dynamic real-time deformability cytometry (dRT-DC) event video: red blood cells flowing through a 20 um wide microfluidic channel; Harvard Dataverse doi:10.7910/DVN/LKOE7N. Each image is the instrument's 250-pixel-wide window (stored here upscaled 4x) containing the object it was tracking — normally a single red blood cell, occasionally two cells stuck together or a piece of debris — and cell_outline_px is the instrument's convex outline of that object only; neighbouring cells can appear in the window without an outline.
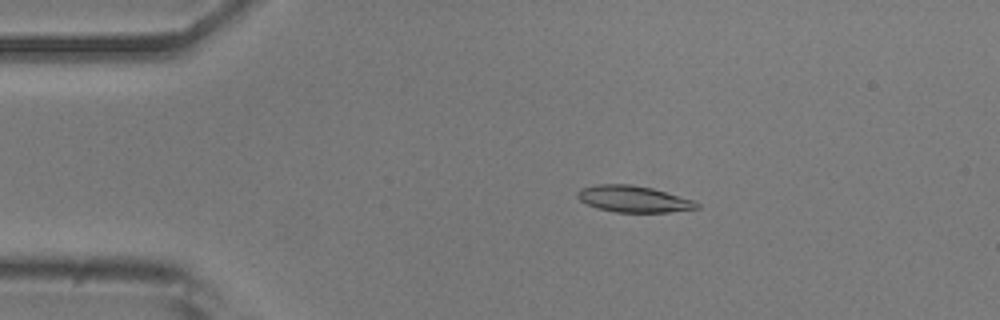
{"species": "common noctule bat (a hibernating species)", "species_latin": "Nyctalus noctula", "temperature_condition": "room temperature", "stored_images_in_passage": 53, "camera_frame_rate_fps": 3000, "um_per_image_px": 0.085, "animal": {"sex": "male", "body_mass_g": 20.5, "forearm_length_mm": 52.5}, "frame": {"image": 1, "passage_image": 10, "time_ms": 3.0, "image_size_px": [1000, 320], "cell_outline_px": [[700, 208], [668, 212], [616, 212], [596, 208], [580, 200], [576, 196], [580, 188], [596, 184], [628, 184], [652, 188], [692, 200], [700, 204]], "centroid_in_image_um": [53.82, 16.91], "position_along_channel_um": 31.2, "area_um2": 18.26}}
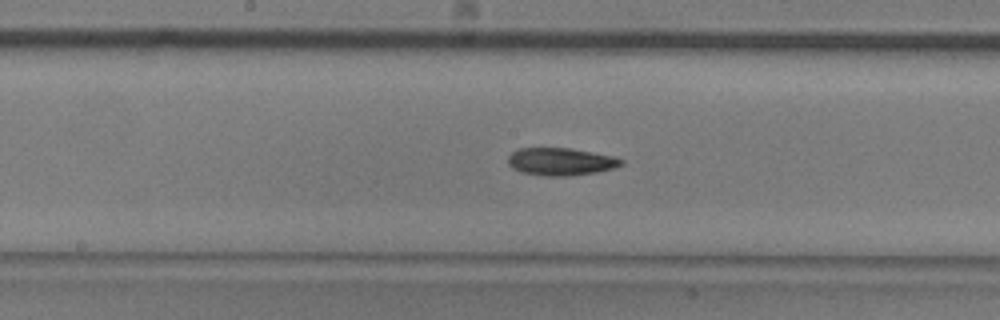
{"frame": {"image": 2, "passage_image": 27, "time_ms": 8.667, "image_size_px": [1000, 320], "cell_outline_px": [[624, 164], [616, 168], [596, 172], [568, 176], [544, 176], [524, 172], [512, 168], [508, 164], [508, 156], [512, 152], [520, 148], [572, 148], [612, 156], [624, 160]], "centroid_in_image_um": [47.68, 13.74], "position_along_channel_um": 200.5, "area_um2": 18.21}}
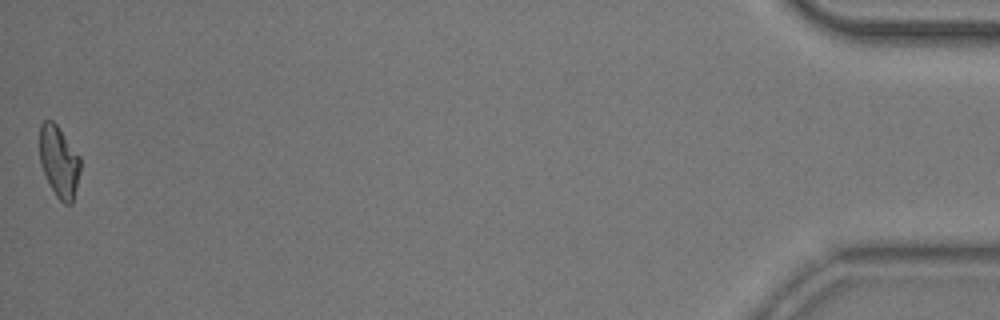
{"frame": {"image": 3, "passage_image": 53, "time_ms": 17.333, "image_size_px": [1000, 320], "cell_outline_px": [[80, 172], [72, 204], [64, 204], [56, 196], [44, 172], [40, 160], [40, 124], [44, 120], [52, 120], [56, 124], [80, 156]], "centroid_in_image_um": [5.03, 13.73], "position_along_channel_um": 430.2, "area_um2": 16.7}, "authors_computed_cell_mechanics": {"area_um2": 17.8024, "velocity_mm_per_s": 3.7853, "shape_relaxation_time_tau1_ms": 5.9152, "shape_relaxation_time_tau2_ms": 4.7411, "deformation_change_tau1": 0.1595, "deformation_change_tau2": 0.1262}}